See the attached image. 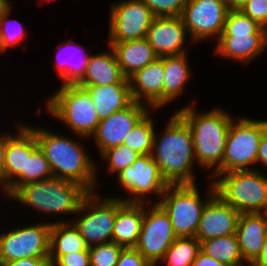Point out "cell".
Segmentation results:
<instances>
[{
  "label": "cell",
  "instance_id": "1",
  "mask_svg": "<svg viewBox=\"0 0 267 266\" xmlns=\"http://www.w3.org/2000/svg\"><path fill=\"white\" fill-rule=\"evenodd\" d=\"M169 121L159 139L154 133L151 158L168 185L195 184L191 129L177 112Z\"/></svg>",
  "mask_w": 267,
  "mask_h": 266
},
{
  "label": "cell",
  "instance_id": "2",
  "mask_svg": "<svg viewBox=\"0 0 267 266\" xmlns=\"http://www.w3.org/2000/svg\"><path fill=\"white\" fill-rule=\"evenodd\" d=\"M29 128L35 133L38 147L49 162L53 177L79 183L89 192H95L97 168L83 149L84 146L46 129Z\"/></svg>",
  "mask_w": 267,
  "mask_h": 266
},
{
  "label": "cell",
  "instance_id": "3",
  "mask_svg": "<svg viewBox=\"0 0 267 266\" xmlns=\"http://www.w3.org/2000/svg\"><path fill=\"white\" fill-rule=\"evenodd\" d=\"M176 111L191 129L196 162L204 169L216 166V171L222 165L231 115L219 108L199 114L191 105Z\"/></svg>",
  "mask_w": 267,
  "mask_h": 266
},
{
  "label": "cell",
  "instance_id": "4",
  "mask_svg": "<svg viewBox=\"0 0 267 266\" xmlns=\"http://www.w3.org/2000/svg\"><path fill=\"white\" fill-rule=\"evenodd\" d=\"M89 193L79 183L52 177L45 181L27 183L13 194L14 200L45 213H77Z\"/></svg>",
  "mask_w": 267,
  "mask_h": 266
},
{
  "label": "cell",
  "instance_id": "5",
  "mask_svg": "<svg viewBox=\"0 0 267 266\" xmlns=\"http://www.w3.org/2000/svg\"><path fill=\"white\" fill-rule=\"evenodd\" d=\"M217 43L218 55L249 64L267 46V29L241 10H229Z\"/></svg>",
  "mask_w": 267,
  "mask_h": 266
},
{
  "label": "cell",
  "instance_id": "6",
  "mask_svg": "<svg viewBox=\"0 0 267 266\" xmlns=\"http://www.w3.org/2000/svg\"><path fill=\"white\" fill-rule=\"evenodd\" d=\"M203 202L196 184L168 185L157 203L169 215L177 237H195L205 205L216 195L214 182Z\"/></svg>",
  "mask_w": 267,
  "mask_h": 266
},
{
  "label": "cell",
  "instance_id": "7",
  "mask_svg": "<svg viewBox=\"0 0 267 266\" xmlns=\"http://www.w3.org/2000/svg\"><path fill=\"white\" fill-rule=\"evenodd\" d=\"M216 178L213 181L216 194L225 203L241 214L262 212L267 198V178L261 172L253 168L219 174Z\"/></svg>",
  "mask_w": 267,
  "mask_h": 266
},
{
  "label": "cell",
  "instance_id": "8",
  "mask_svg": "<svg viewBox=\"0 0 267 266\" xmlns=\"http://www.w3.org/2000/svg\"><path fill=\"white\" fill-rule=\"evenodd\" d=\"M47 110L84 138L92 136L100 122L88 92L78 85H62L47 100Z\"/></svg>",
  "mask_w": 267,
  "mask_h": 266
},
{
  "label": "cell",
  "instance_id": "9",
  "mask_svg": "<svg viewBox=\"0 0 267 266\" xmlns=\"http://www.w3.org/2000/svg\"><path fill=\"white\" fill-rule=\"evenodd\" d=\"M266 130L267 120H251L246 117L239 118L236 122L235 119L232 120L222 165L213 172V177L231 171L252 169L249 165L257 163L259 142Z\"/></svg>",
  "mask_w": 267,
  "mask_h": 266
},
{
  "label": "cell",
  "instance_id": "10",
  "mask_svg": "<svg viewBox=\"0 0 267 266\" xmlns=\"http://www.w3.org/2000/svg\"><path fill=\"white\" fill-rule=\"evenodd\" d=\"M95 194L96 192H89L85 196L77 213L83 214L86 210L88 213L73 223L89 247L112 242L116 213L125 202L119 197H110L101 201Z\"/></svg>",
  "mask_w": 267,
  "mask_h": 266
},
{
  "label": "cell",
  "instance_id": "11",
  "mask_svg": "<svg viewBox=\"0 0 267 266\" xmlns=\"http://www.w3.org/2000/svg\"><path fill=\"white\" fill-rule=\"evenodd\" d=\"M52 223L13 229L0 235V262L22 258H49Z\"/></svg>",
  "mask_w": 267,
  "mask_h": 266
},
{
  "label": "cell",
  "instance_id": "12",
  "mask_svg": "<svg viewBox=\"0 0 267 266\" xmlns=\"http://www.w3.org/2000/svg\"><path fill=\"white\" fill-rule=\"evenodd\" d=\"M141 232L135 248L152 265L162 260L166 251L174 243L175 235L169 215L156 203L146 210Z\"/></svg>",
  "mask_w": 267,
  "mask_h": 266
},
{
  "label": "cell",
  "instance_id": "13",
  "mask_svg": "<svg viewBox=\"0 0 267 266\" xmlns=\"http://www.w3.org/2000/svg\"><path fill=\"white\" fill-rule=\"evenodd\" d=\"M154 15L142 0H126L111 6L109 43L145 38Z\"/></svg>",
  "mask_w": 267,
  "mask_h": 266
},
{
  "label": "cell",
  "instance_id": "14",
  "mask_svg": "<svg viewBox=\"0 0 267 266\" xmlns=\"http://www.w3.org/2000/svg\"><path fill=\"white\" fill-rule=\"evenodd\" d=\"M229 9L225 0H187L181 18L193 41L223 32Z\"/></svg>",
  "mask_w": 267,
  "mask_h": 266
},
{
  "label": "cell",
  "instance_id": "15",
  "mask_svg": "<svg viewBox=\"0 0 267 266\" xmlns=\"http://www.w3.org/2000/svg\"><path fill=\"white\" fill-rule=\"evenodd\" d=\"M118 179L129 195L135 197L123 199L125 202L143 203L145 201L142 196L153 192L161 197L168 186L151 155L138 157L132 166L118 173Z\"/></svg>",
  "mask_w": 267,
  "mask_h": 266
},
{
  "label": "cell",
  "instance_id": "16",
  "mask_svg": "<svg viewBox=\"0 0 267 266\" xmlns=\"http://www.w3.org/2000/svg\"><path fill=\"white\" fill-rule=\"evenodd\" d=\"M149 109L145 104L133 101L128 107L101 120L96 132L92 135L99 153L123 144L128 134L148 113Z\"/></svg>",
  "mask_w": 267,
  "mask_h": 266
},
{
  "label": "cell",
  "instance_id": "17",
  "mask_svg": "<svg viewBox=\"0 0 267 266\" xmlns=\"http://www.w3.org/2000/svg\"><path fill=\"white\" fill-rule=\"evenodd\" d=\"M20 126L17 135L6 134L3 171L11 186V194L26 184L27 157L38 147L35 133L29 126Z\"/></svg>",
  "mask_w": 267,
  "mask_h": 266
},
{
  "label": "cell",
  "instance_id": "18",
  "mask_svg": "<svg viewBox=\"0 0 267 266\" xmlns=\"http://www.w3.org/2000/svg\"><path fill=\"white\" fill-rule=\"evenodd\" d=\"M240 214L216 194L203 209L195 238L201 242L235 234Z\"/></svg>",
  "mask_w": 267,
  "mask_h": 266
},
{
  "label": "cell",
  "instance_id": "19",
  "mask_svg": "<svg viewBox=\"0 0 267 266\" xmlns=\"http://www.w3.org/2000/svg\"><path fill=\"white\" fill-rule=\"evenodd\" d=\"M187 33L180 16L155 17L149 26L146 39L159 58L176 56L186 53L183 46Z\"/></svg>",
  "mask_w": 267,
  "mask_h": 266
},
{
  "label": "cell",
  "instance_id": "20",
  "mask_svg": "<svg viewBox=\"0 0 267 266\" xmlns=\"http://www.w3.org/2000/svg\"><path fill=\"white\" fill-rule=\"evenodd\" d=\"M128 81L133 101L142 104L147 102V106L152 109L163 106V57L157 58L154 62L135 72L128 78Z\"/></svg>",
  "mask_w": 267,
  "mask_h": 266
},
{
  "label": "cell",
  "instance_id": "21",
  "mask_svg": "<svg viewBox=\"0 0 267 266\" xmlns=\"http://www.w3.org/2000/svg\"><path fill=\"white\" fill-rule=\"evenodd\" d=\"M267 234V217L262 213L240 214L235 232L240 251L248 264L260 255Z\"/></svg>",
  "mask_w": 267,
  "mask_h": 266
},
{
  "label": "cell",
  "instance_id": "22",
  "mask_svg": "<svg viewBox=\"0 0 267 266\" xmlns=\"http://www.w3.org/2000/svg\"><path fill=\"white\" fill-rule=\"evenodd\" d=\"M109 47L113 49L121 71L127 79L135 72L159 58L146 37L109 43Z\"/></svg>",
  "mask_w": 267,
  "mask_h": 266
},
{
  "label": "cell",
  "instance_id": "23",
  "mask_svg": "<svg viewBox=\"0 0 267 266\" xmlns=\"http://www.w3.org/2000/svg\"><path fill=\"white\" fill-rule=\"evenodd\" d=\"M144 204L124 202L117 210L112 233V242L128 248L135 247L144 218Z\"/></svg>",
  "mask_w": 267,
  "mask_h": 266
},
{
  "label": "cell",
  "instance_id": "24",
  "mask_svg": "<svg viewBox=\"0 0 267 266\" xmlns=\"http://www.w3.org/2000/svg\"><path fill=\"white\" fill-rule=\"evenodd\" d=\"M108 53L90 55L86 72L76 84L78 86H99L129 84L117 62L113 49Z\"/></svg>",
  "mask_w": 267,
  "mask_h": 266
},
{
  "label": "cell",
  "instance_id": "25",
  "mask_svg": "<svg viewBox=\"0 0 267 266\" xmlns=\"http://www.w3.org/2000/svg\"><path fill=\"white\" fill-rule=\"evenodd\" d=\"M84 88L95 108L99 121L106 119L113 113L128 107L133 98L129 84H110L99 86H80Z\"/></svg>",
  "mask_w": 267,
  "mask_h": 266
},
{
  "label": "cell",
  "instance_id": "26",
  "mask_svg": "<svg viewBox=\"0 0 267 266\" xmlns=\"http://www.w3.org/2000/svg\"><path fill=\"white\" fill-rule=\"evenodd\" d=\"M163 105L183 93L185 84L190 78V68L186 53L176 56H164Z\"/></svg>",
  "mask_w": 267,
  "mask_h": 266
},
{
  "label": "cell",
  "instance_id": "27",
  "mask_svg": "<svg viewBox=\"0 0 267 266\" xmlns=\"http://www.w3.org/2000/svg\"><path fill=\"white\" fill-rule=\"evenodd\" d=\"M89 248L85 239L73 223L55 222L50 230V254L66 255L85 251Z\"/></svg>",
  "mask_w": 267,
  "mask_h": 266
},
{
  "label": "cell",
  "instance_id": "28",
  "mask_svg": "<svg viewBox=\"0 0 267 266\" xmlns=\"http://www.w3.org/2000/svg\"><path fill=\"white\" fill-rule=\"evenodd\" d=\"M200 250L230 266H241L244 261L235 234L201 241Z\"/></svg>",
  "mask_w": 267,
  "mask_h": 266
},
{
  "label": "cell",
  "instance_id": "29",
  "mask_svg": "<svg viewBox=\"0 0 267 266\" xmlns=\"http://www.w3.org/2000/svg\"><path fill=\"white\" fill-rule=\"evenodd\" d=\"M199 251L200 241L195 237H177L161 262H167V266H192Z\"/></svg>",
  "mask_w": 267,
  "mask_h": 266
},
{
  "label": "cell",
  "instance_id": "30",
  "mask_svg": "<svg viewBox=\"0 0 267 266\" xmlns=\"http://www.w3.org/2000/svg\"><path fill=\"white\" fill-rule=\"evenodd\" d=\"M148 112L128 134L124 145L140 155H151L154 138V120Z\"/></svg>",
  "mask_w": 267,
  "mask_h": 266
},
{
  "label": "cell",
  "instance_id": "31",
  "mask_svg": "<svg viewBox=\"0 0 267 266\" xmlns=\"http://www.w3.org/2000/svg\"><path fill=\"white\" fill-rule=\"evenodd\" d=\"M62 45V46H61ZM60 45V50L59 51H62V48L63 50H67L69 51V48L70 46L71 47H78L77 45H75L72 41L70 42V40L66 43V42H63V44ZM62 47V48H61ZM76 51H79L81 50V52L84 50V49H76ZM75 52V51H74ZM72 53V50L70 51L69 53V56L71 55L73 58L75 57V53ZM75 54V55H74ZM89 54H82L81 55V59L82 61L78 63H72V60L69 61L70 63L68 64L67 62L65 61H62L63 57L58 53L57 57L58 58H61V61L59 59H57V62L55 64V68L57 70V73L59 75L60 78H62L64 81H63V84L62 85H76L84 76L85 72H86V68H87V65H88V61H89V58H90V55L88 56ZM71 57V58H72ZM83 57V58H82ZM70 58V57H69ZM59 61V62H58Z\"/></svg>",
  "mask_w": 267,
  "mask_h": 266
},
{
  "label": "cell",
  "instance_id": "32",
  "mask_svg": "<svg viewBox=\"0 0 267 266\" xmlns=\"http://www.w3.org/2000/svg\"><path fill=\"white\" fill-rule=\"evenodd\" d=\"M103 159L109 162V172L120 173L128 166H132L141 155L124 144L107 149L101 153Z\"/></svg>",
  "mask_w": 267,
  "mask_h": 266
},
{
  "label": "cell",
  "instance_id": "33",
  "mask_svg": "<svg viewBox=\"0 0 267 266\" xmlns=\"http://www.w3.org/2000/svg\"><path fill=\"white\" fill-rule=\"evenodd\" d=\"M53 177L49 162L46 160L42 150L37 147L27 157L26 184L38 181H45Z\"/></svg>",
  "mask_w": 267,
  "mask_h": 266
},
{
  "label": "cell",
  "instance_id": "34",
  "mask_svg": "<svg viewBox=\"0 0 267 266\" xmlns=\"http://www.w3.org/2000/svg\"><path fill=\"white\" fill-rule=\"evenodd\" d=\"M123 248L115 242L90 246V266H115Z\"/></svg>",
  "mask_w": 267,
  "mask_h": 266
},
{
  "label": "cell",
  "instance_id": "35",
  "mask_svg": "<svg viewBox=\"0 0 267 266\" xmlns=\"http://www.w3.org/2000/svg\"><path fill=\"white\" fill-rule=\"evenodd\" d=\"M9 12L10 9L5 11L1 16H0V41H1V48L2 52L5 51L8 47H13L17 44L20 43L22 39H24L25 35V30L23 29L24 27L21 26V23H17V20H14L15 23H17V26L11 24V20L8 19L9 17ZM11 25H10V24ZM15 26V27H14ZM14 27V28H13ZM16 28V29H15Z\"/></svg>",
  "mask_w": 267,
  "mask_h": 266
},
{
  "label": "cell",
  "instance_id": "36",
  "mask_svg": "<svg viewBox=\"0 0 267 266\" xmlns=\"http://www.w3.org/2000/svg\"><path fill=\"white\" fill-rule=\"evenodd\" d=\"M154 17L181 16L187 0H142Z\"/></svg>",
  "mask_w": 267,
  "mask_h": 266
},
{
  "label": "cell",
  "instance_id": "37",
  "mask_svg": "<svg viewBox=\"0 0 267 266\" xmlns=\"http://www.w3.org/2000/svg\"><path fill=\"white\" fill-rule=\"evenodd\" d=\"M49 264L50 266H90L89 248L73 254L49 255Z\"/></svg>",
  "mask_w": 267,
  "mask_h": 266
},
{
  "label": "cell",
  "instance_id": "38",
  "mask_svg": "<svg viewBox=\"0 0 267 266\" xmlns=\"http://www.w3.org/2000/svg\"><path fill=\"white\" fill-rule=\"evenodd\" d=\"M239 10L267 29V0H248Z\"/></svg>",
  "mask_w": 267,
  "mask_h": 266
},
{
  "label": "cell",
  "instance_id": "39",
  "mask_svg": "<svg viewBox=\"0 0 267 266\" xmlns=\"http://www.w3.org/2000/svg\"><path fill=\"white\" fill-rule=\"evenodd\" d=\"M115 266H152L135 247L123 248Z\"/></svg>",
  "mask_w": 267,
  "mask_h": 266
},
{
  "label": "cell",
  "instance_id": "40",
  "mask_svg": "<svg viewBox=\"0 0 267 266\" xmlns=\"http://www.w3.org/2000/svg\"><path fill=\"white\" fill-rule=\"evenodd\" d=\"M2 266H50L49 258H22L4 262Z\"/></svg>",
  "mask_w": 267,
  "mask_h": 266
},
{
  "label": "cell",
  "instance_id": "41",
  "mask_svg": "<svg viewBox=\"0 0 267 266\" xmlns=\"http://www.w3.org/2000/svg\"><path fill=\"white\" fill-rule=\"evenodd\" d=\"M192 266H230V265L220 263L218 260L213 259L211 256L203 253L200 250Z\"/></svg>",
  "mask_w": 267,
  "mask_h": 266
},
{
  "label": "cell",
  "instance_id": "42",
  "mask_svg": "<svg viewBox=\"0 0 267 266\" xmlns=\"http://www.w3.org/2000/svg\"><path fill=\"white\" fill-rule=\"evenodd\" d=\"M258 162H261L263 166L267 167V130L262 134L259 142L257 163Z\"/></svg>",
  "mask_w": 267,
  "mask_h": 266
},
{
  "label": "cell",
  "instance_id": "43",
  "mask_svg": "<svg viewBox=\"0 0 267 266\" xmlns=\"http://www.w3.org/2000/svg\"><path fill=\"white\" fill-rule=\"evenodd\" d=\"M250 266H267V234L259 257Z\"/></svg>",
  "mask_w": 267,
  "mask_h": 266
},
{
  "label": "cell",
  "instance_id": "44",
  "mask_svg": "<svg viewBox=\"0 0 267 266\" xmlns=\"http://www.w3.org/2000/svg\"><path fill=\"white\" fill-rule=\"evenodd\" d=\"M0 185L2 186L1 188L2 191L4 190L5 193V196L7 197H12V194H11V186L10 184L8 183L6 177H5V174H4V171H3V167H0ZM7 194V195H6Z\"/></svg>",
  "mask_w": 267,
  "mask_h": 266
},
{
  "label": "cell",
  "instance_id": "45",
  "mask_svg": "<svg viewBox=\"0 0 267 266\" xmlns=\"http://www.w3.org/2000/svg\"><path fill=\"white\" fill-rule=\"evenodd\" d=\"M6 152V135L0 136V167L4 166Z\"/></svg>",
  "mask_w": 267,
  "mask_h": 266
},
{
  "label": "cell",
  "instance_id": "46",
  "mask_svg": "<svg viewBox=\"0 0 267 266\" xmlns=\"http://www.w3.org/2000/svg\"><path fill=\"white\" fill-rule=\"evenodd\" d=\"M229 10H239L248 0H225Z\"/></svg>",
  "mask_w": 267,
  "mask_h": 266
},
{
  "label": "cell",
  "instance_id": "47",
  "mask_svg": "<svg viewBox=\"0 0 267 266\" xmlns=\"http://www.w3.org/2000/svg\"><path fill=\"white\" fill-rule=\"evenodd\" d=\"M11 8V5L8 0H0V16Z\"/></svg>",
  "mask_w": 267,
  "mask_h": 266
},
{
  "label": "cell",
  "instance_id": "48",
  "mask_svg": "<svg viewBox=\"0 0 267 266\" xmlns=\"http://www.w3.org/2000/svg\"><path fill=\"white\" fill-rule=\"evenodd\" d=\"M261 213L267 217V198H266V202H265L264 208H263Z\"/></svg>",
  "mask_w": 267,
  "mask_h": 266
}]
</instances>
